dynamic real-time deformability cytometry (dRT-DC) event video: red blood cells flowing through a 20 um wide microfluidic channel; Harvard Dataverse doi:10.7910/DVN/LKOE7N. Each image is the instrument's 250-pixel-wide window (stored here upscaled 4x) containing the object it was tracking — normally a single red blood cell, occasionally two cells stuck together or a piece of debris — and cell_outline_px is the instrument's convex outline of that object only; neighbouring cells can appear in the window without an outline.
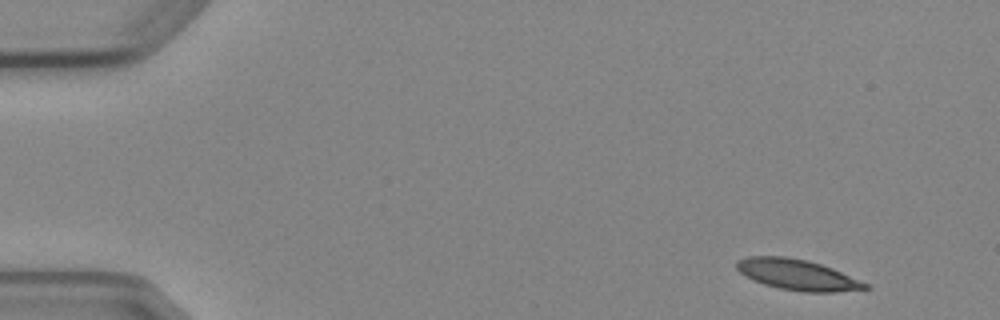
{"species": "Egyptian fruit bat (a non-hibernating species)", "species_latin": "Rousettus aegyptiacus", "temperature_condition": "cold", "stored_images_in_passage": 4, "camera_frame_rate_fps": 3000, "um_per_image_px": 0.085, "animal": {"sex": "female"}, "frame": {"image": 1, "passage_image": 1, "time_ms": 0.0, "image_size_px": [1000, 320], "cell_outline_px": [[872, 288], [836, 292], [804, 292], [780, 288], [764, 284], [740, 272], [736, 268], [736, 260], [748, 256], [784, 256], [808, 260], [832, 268], [872, 284]], "centroid_in_image_um": [67.85, 23.35], "position_along_channel_um": 17.2, "area_um2": 23.06}}
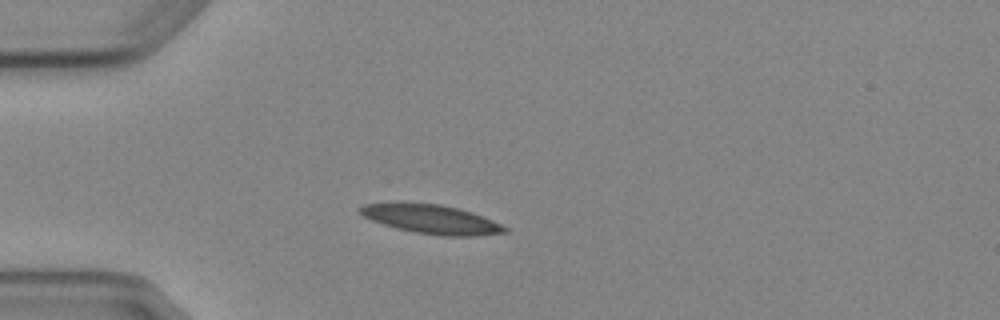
{"frame": {"image": 2, "passage_image": 4, "time_ms": 3.333, "image_size_px": [1000, 320], "cell_outline_px": [[508, 232], [476, 236], [440, 236], [416, 232], [396, 228], [372, 220], [364, 216], [356, 208], [364, 204], [396, 200], [404, 200], [440, 204], [460, 208], [472, 212], [492, 220], [508, 228]], "centroid_in_image_um": [36.6, 18.59], "position_along_channel_um": 48.4, "area_um2": 25.2}}